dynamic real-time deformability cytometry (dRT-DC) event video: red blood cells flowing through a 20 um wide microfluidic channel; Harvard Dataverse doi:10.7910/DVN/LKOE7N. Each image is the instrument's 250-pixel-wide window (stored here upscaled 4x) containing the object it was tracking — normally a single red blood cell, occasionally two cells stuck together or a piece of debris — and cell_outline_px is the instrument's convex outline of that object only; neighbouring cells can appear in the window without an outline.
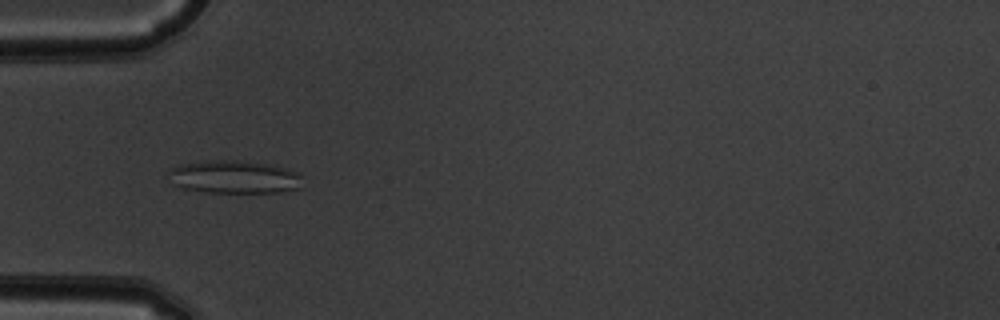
{"species": "common noctule bat (a hibernating species)", "species_latin": "Nyctalus noctula", "temperature_condition": "warm", "stored_images_in_passage": 53, "camera_frame_rate_fps": 3000, "um_per_image_px": 0.085, "animal": {"sex": "male", "body_mass_g": 19.5, "forearm_length_mm": 54.6}, "frame": {"image": 1, "passage_image": 17, "time_ms": 5.333, "image_size_px": [1000, 320], "cell_outline_px": [[304, 176], [300, 188], [280, 192], [208, 192], [184, 188], [172, 184], [168, 172], [172, 168], [180, 164], [204, 160], [236, 160], [276, 164], [288, 168]], "centroid_in_image_um": [19.96, 15.02], "position_along_channel_um": 65.0, "area_um2": 26.13}}
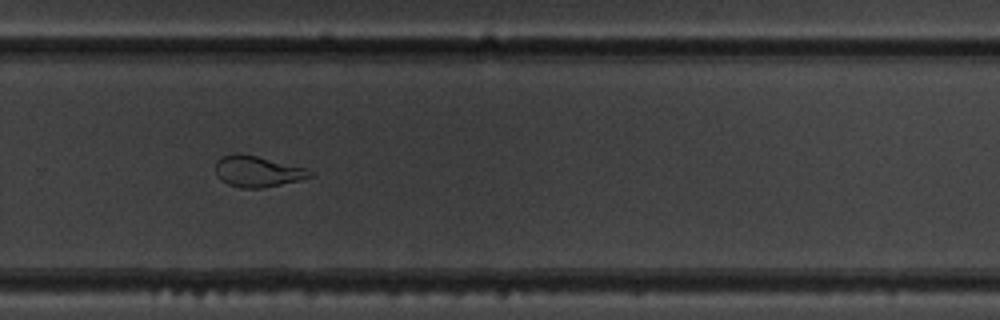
{"frame": {"image": 2, "passage_image": 36, "time_ms": 11.667, "image_size_px": [1000, 320], "cell_outline_px": [[312, 176], [300, 180], [260, 188], [240, 188], [228, 184], [220, 180], [216, 172], [216, 160], [220, 156], [232, 152], [240, 152], [308, 168], [312, 172]], "centroid_in_image_um": [21.85, 14.54], "position_along_channel_um": 308.0, "area_um2": 17.28}}
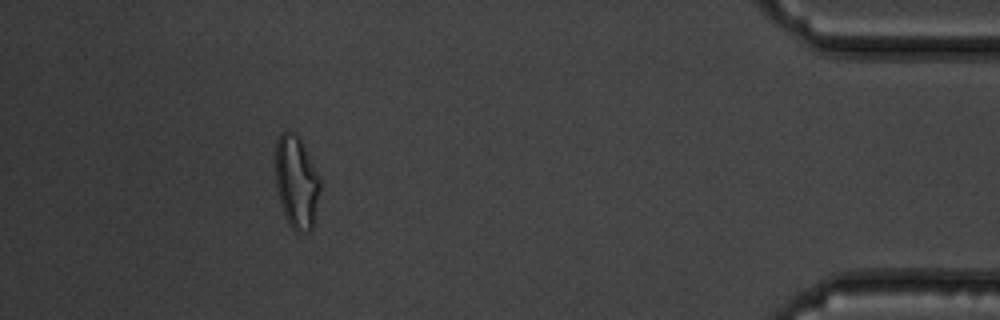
{"frame": {"image": 3, "passage_image": 48, "time_ms": 15.667, "image_size_px": [1000, 320], "cell_outline_px": [[320, 188], [312, 228], [308, 232], [296, 232], [288, 224], [276, 188], [276, 140], [280, 132], [296, 132], [300, 136], [320, 180]], "centroid_in_image_um": [25.19, 15.45], "position_along_channel_um": 410.0, "area_um2": 23.93}, "authors_computed_cell_mechanics": {"area_um2": 23.5246, "velocity_mm_per_s": 3.8514, "shape_relaxation_time_tau1_ms": null, "shape_relaxation_time_tau2_ms": 1.5976, "deformation_change_tau1": null, "deformation_change_tau2": 0.1026}}